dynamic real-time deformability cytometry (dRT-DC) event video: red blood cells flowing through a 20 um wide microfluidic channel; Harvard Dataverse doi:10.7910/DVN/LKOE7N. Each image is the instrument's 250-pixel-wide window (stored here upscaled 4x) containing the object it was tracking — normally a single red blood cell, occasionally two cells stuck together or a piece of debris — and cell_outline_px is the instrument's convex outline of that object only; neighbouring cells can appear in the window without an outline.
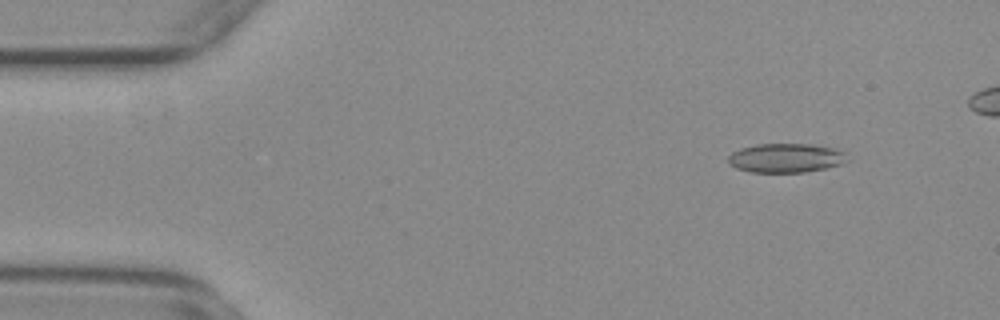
{"species": "common noctule bat (a hibernating species)", "species_latin": "Nyctalus noctula", "temperature_condition": "warm", "stored_images_in_passage": 50, "camera_frame_rate_fps": 3000, "um_per_image_px": 0.085, "animal": {"sex": "female", "body_mass_g": 29.2, "forearm_length_mm": 56.3}, "frame": {"image": 1, "passage_image": 5, "time_ms": 1.333, "image_size_px": [1000, 320], "cell_outline_px": [[848, 160], [840, 164], [824, 168], [804, 172], [748, 172], [736, 168], [728, 164], [728, 156], [732, 152], [740, 148], [756, 144], [808, 144], [832, 148], [844, 152]], "centroid_in_image_um": [66.73, 13.43], "position_along_channel_um": 18.3, "area_um2": 20.11}}
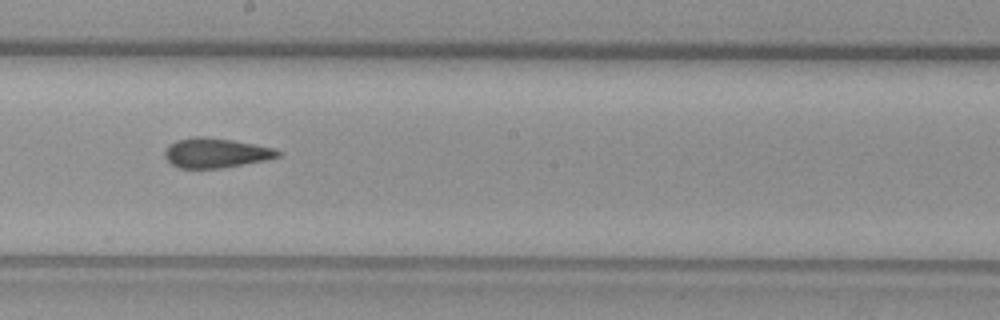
{"frame": {"image": 2, "passage_image": 29, "time_ms": 9.333, "image_size_px": [1000, 320], "cell_outline_px": [[284, 152], [280, 156], [268, 160], [220, 168], [180, 168], [172, 164], [164, 156], [164, 152], [168, 144], [176, 140], [192, 136], [200, 136], [232, 140], [276, 148]], "centroid_in_image_um": [18.37, 12.99], "position_along_channel_um": 229.8, "area_um2": 19.77}}
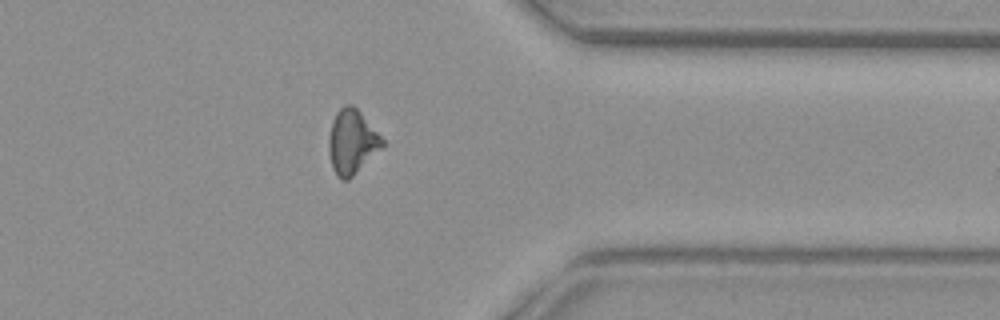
{"frame": {"image": 3, "passage_image": 42, "time_ms": 13.667, "image_size_px": [1000, 320], "cell_outline_px": [[384, 144], [348, 180], [340, 180], [336, 176], [332, 168], [328, 152], [328, 140], [332, 120], [336, 112], [344, 104], [352, 104], [360, 112], [384, 140]], "centroid_in_image_um": [29.86, 12.05], "position_along_channel_um": 381.5, "area_um2": 19.83}, "authors_computed_cell_mechanics": {"area_um2": 19.8254, "velocity_mm_per_s": 3.789, "shape_relaxation_time_tau1_ms": null, "shape_relaxation_time_tau2_ms": 2.7342, "deformation_change_tau1": null, "deformation_change_tau2": 0.0875}}